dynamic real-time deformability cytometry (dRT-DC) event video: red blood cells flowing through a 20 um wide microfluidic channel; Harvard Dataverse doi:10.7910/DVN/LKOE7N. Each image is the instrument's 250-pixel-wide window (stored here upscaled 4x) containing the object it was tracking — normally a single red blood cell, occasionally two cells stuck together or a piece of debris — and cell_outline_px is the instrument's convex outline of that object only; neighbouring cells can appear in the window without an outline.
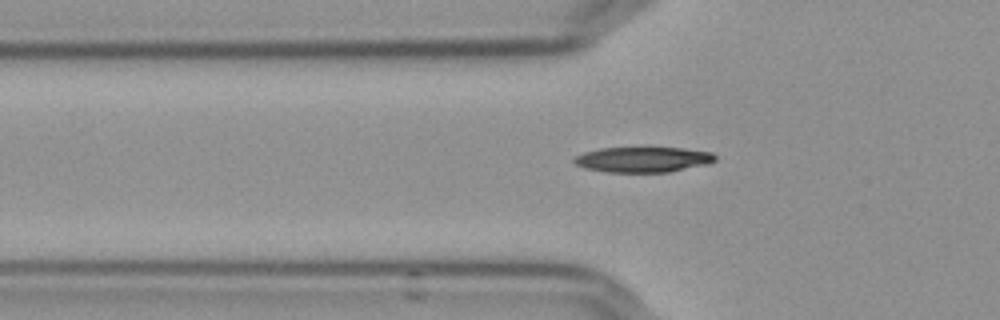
{"species": "Egyptian fruit bat (a non-hibernating species)", "species_latin": "Rousettus aegyptiacus", "temperature_condition": "cold", "stored_images_in_passage": 34, "camera_frame_rate_fps": 3000, "um_per_image_px": 0.085, "frame": {"image": 1, "passage_image": 2, "time_ms": 0.333, "image_size_px": [1000, 320], "cell_outline_px": [[716, 160], [708, 164], [668, 172], [608, 172], [584, 168], [576, 164], [572, 160], [576, 156], [584, 152], [600, 148], [684, 148], [712, 152], [716, 156]], "centroid_in_image_um": [54.67, 13.56], "position_along_channel_um": 71.1, "area_um2": 20.81}}
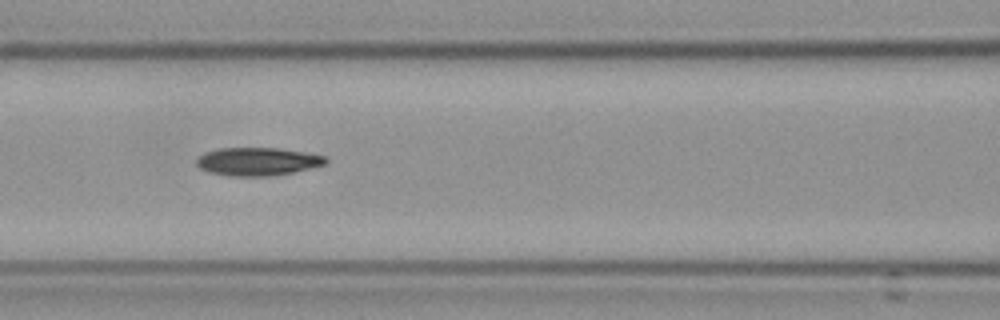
{"frame": {"image": 2, "passage_image": 8, "time_ms": 2.333, "image_size_px": [1000, 320], "cell_outline_px": [[328, 160], [324, 164], [292, 172], [268, 176], [228, 176], [208, 172], [200, 168], [196, 164], [196, 160], [204, 152], [220, 148], [280, 148], [304, 152], [324, 156]], "centroid_in_image_um": [21.84, 13.72], "position_along_channel_um": 144.8, "area_um2": 20.98}}
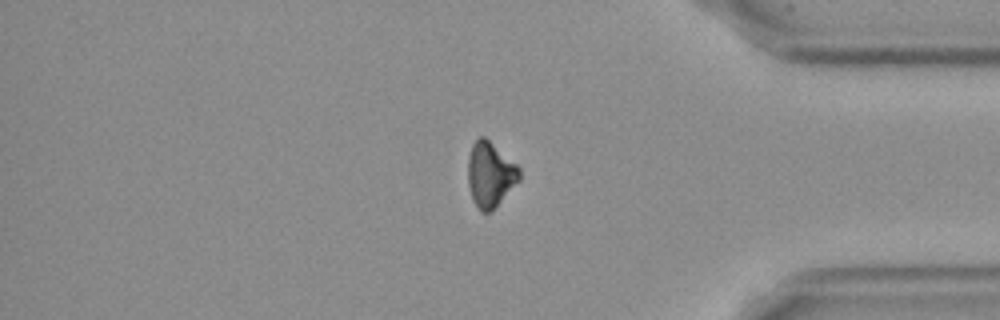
{"frame": {"image": 3, "passage_image": 30, "time_ms": 9.667, "image_size_px": [1000, 320], "cell_outline_px": [[520, 180], [488, 212], [480, 212], [472, 200], [468, 184], [468, 156], [472, 144], [480, 136], [484, 136], [516, 164], [520, 168]], "centroid_in_image_um": [41.64, 14.81], "position_along_channel_um": 393.6, "area_um2": 19.19}}